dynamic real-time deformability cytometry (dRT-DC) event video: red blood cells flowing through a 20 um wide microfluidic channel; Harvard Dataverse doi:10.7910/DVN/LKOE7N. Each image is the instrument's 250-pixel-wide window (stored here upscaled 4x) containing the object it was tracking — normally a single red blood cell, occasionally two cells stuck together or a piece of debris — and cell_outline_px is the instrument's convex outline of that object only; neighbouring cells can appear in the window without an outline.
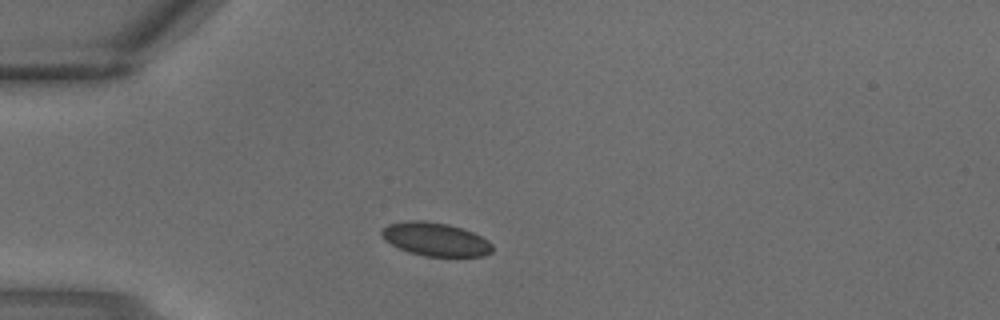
{"species": "common noctule bat (a hibernating species)", "species_latin": "Nyctalus noctula", "temperature_condition": "warm", "stored_images_in_passage": 1, "camera_frame_rate_fps": 3000, "um_per_image_px": 0.085, "animal": {"sex": "male", "body_mass_g": 18.8}, "frame": {"image": 1, "passage_image": 1, "time_ms": 0.0, "image_size_px": [1000, 320], "cell_outline_px": [[492, 252], [484, 256], [424, 256], [408, 252], [384, 240], [380, 236], [380, 232], [388, 224], [408, 220], [424, 220], [448, 224], [472, 232], [488, 240], [492, 244]], "centroid_in_image_um": [36.99, 20.33], "position_along_channel_um": 48.0, "area_um2": 21.56}}